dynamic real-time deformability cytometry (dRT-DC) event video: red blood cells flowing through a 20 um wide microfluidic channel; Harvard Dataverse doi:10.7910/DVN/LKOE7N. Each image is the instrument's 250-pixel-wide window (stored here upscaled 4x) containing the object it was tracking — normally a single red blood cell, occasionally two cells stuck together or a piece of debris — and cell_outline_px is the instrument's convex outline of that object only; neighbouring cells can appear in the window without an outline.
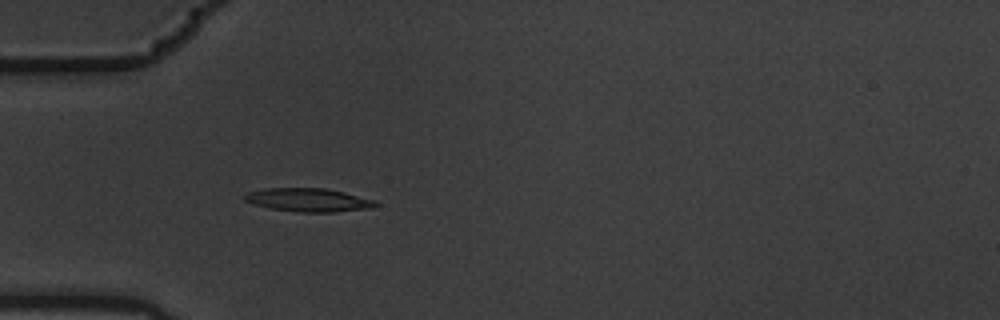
{"species": "common noctule bat (a hibernating species)", "species_latin": "Nyctalus noctula", "temperature_condition": "warm", "stored_images_in_passage": 4, "camera_frame_rate_fps": 3000, "um_per_image_px": 0.085, "animal": {"sex": "male", "body_mass_g": 19.5, "forearm_length_mm": 54.6}, "frame": {"image": 1, "passage_image": 4, "time_ms": 1.0, "image_size_px": [1000, 320], "cell_outline_px": [[380, 204], [372, 208], [336, 212], [300, 212], [268, 208], [244, 200], [244, 196], [248, 192], [264, 188], [324, 188], [344, 192], [376, 200]], "centroid_in_image_um": [26.26, 17.0], "position_along_channel_um": 58.7, "area_um2": 17.92}}